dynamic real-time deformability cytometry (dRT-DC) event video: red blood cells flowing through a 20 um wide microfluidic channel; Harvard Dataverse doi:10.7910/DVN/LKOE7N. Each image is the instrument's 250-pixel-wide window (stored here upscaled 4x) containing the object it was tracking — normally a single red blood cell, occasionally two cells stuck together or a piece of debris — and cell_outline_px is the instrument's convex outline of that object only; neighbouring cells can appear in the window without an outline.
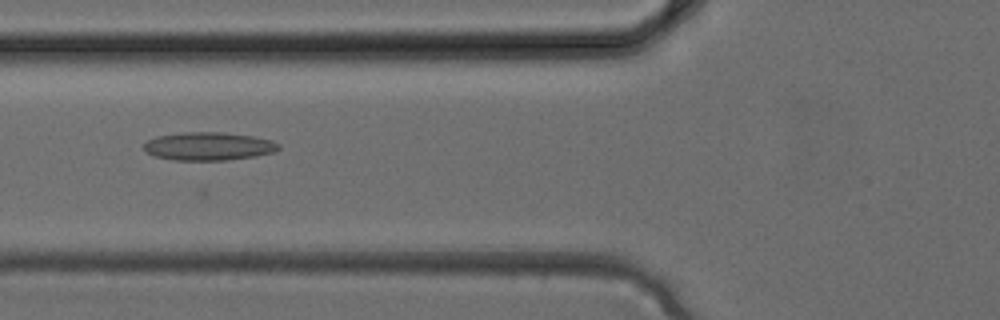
{"species": "common noctule bat (a hibernating species)", "species_latin": "Nyctalus noctula", "temperature_condition": "cold", "stored_images_in_passage": 5, "camera_frame_rate_fps": 3000, "um_per_image_px": 0.085, "animal": {"sex": "female", "body_mass_g": 24.6, "forearm_length_mm": 56.2}, "frame": {"image": 1, "passage_image": 5, "time_ms": 1.333, "image_size_px": [1000, 320], "cell_outline_px": [[280, 148], [276, 152], [256, 156], [228, 160], [172, 160], [152, 156], [144, 148], [144, 144], [148, 140], [156, 136], [184, 132], [224, 132], [252, 136], [272, 140], [280, 144]], "centroid_in_image_um": [17.75, 12.43], "position_along_channel_um": 108.0, "area_um2": 22.31}}